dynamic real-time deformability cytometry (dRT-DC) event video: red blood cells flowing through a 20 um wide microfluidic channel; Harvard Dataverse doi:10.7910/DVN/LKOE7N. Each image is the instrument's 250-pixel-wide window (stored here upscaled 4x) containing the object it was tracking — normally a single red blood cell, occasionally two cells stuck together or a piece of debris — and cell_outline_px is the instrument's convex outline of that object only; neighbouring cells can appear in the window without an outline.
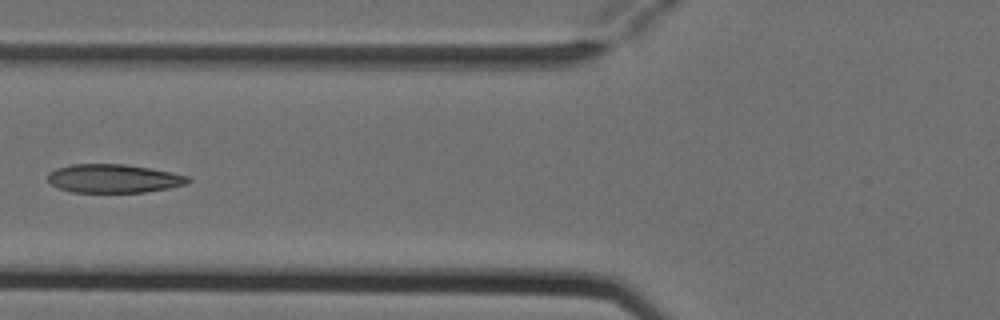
{"species": "Egyptian fruit bat (a non-hibernating species)", "species_latin": "Rousettus aegyptiacus", "temperature_condition": "cold", "stored_images_in_passage": 4, "camera_frame_rate_fps": 3000, "um_per_image_px": 0.085, "animal": {"sex": "female"}, "frame": {"image": 1, "passage_image": 4, "time_ms": 1.0, "image_size_px": [1000, 320], "cell_outline_px": [[192, 180], [188, 184], [168, 188], [144, 192], [72, 192], [56, 188], [48, 180], [48, 172], [56, 168], [72, 164], [124, 164], [152, 168], [172, 172], [188, 176]], "centroid_in_image_um": [9.67, 15.17], "position_along_channel_um": 116.1, "area_um2": 23.52}}